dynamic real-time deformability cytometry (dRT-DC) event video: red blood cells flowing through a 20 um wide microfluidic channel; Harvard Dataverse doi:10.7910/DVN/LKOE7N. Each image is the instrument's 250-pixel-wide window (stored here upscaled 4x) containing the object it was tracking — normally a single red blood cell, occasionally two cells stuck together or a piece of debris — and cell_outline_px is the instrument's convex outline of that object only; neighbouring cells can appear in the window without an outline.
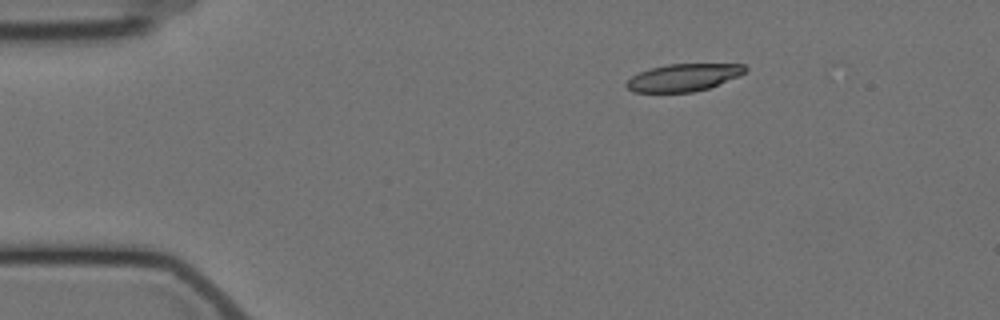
{"species": "Egyptian fruit bat (a non-hibernating species)", "species_latin": "Rousettus aegyptiacus", "temperature_condition": "cold", "stored_images_in_passage": 2, "camera_frame_rate_fps": 3000, "um_per_image_px": 0.085, "animal": {"sex": "female"}, "frame": {"image": 1, "passage_image": 1, "time_ms": 0.0, "image_size_px": [1000, 320], "cell_outline_px": [[748, 68], [744, 72], [736, 76], [708, 88], [692, 92], [632, 92], [624, 84], [632, 76], [640, 72], [652, 68], [668, 64], [744, 64]], "centroid_in_image_um": [58.05, 6.59], "position_along_channel_um": 26.9, "area_um2": 18.61}}